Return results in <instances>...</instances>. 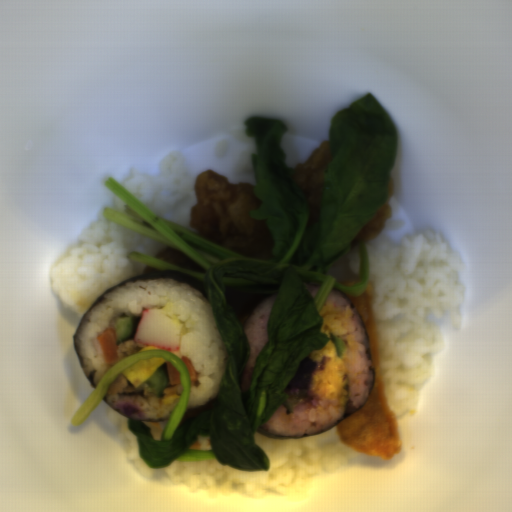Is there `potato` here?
Here are the masks:
<instances>
[{
  "label": "potato",
  "mask_w": 512,
  "mask_h": 512,
  "mask_svg": "<svg viewBox=\"0 0 512 512\" xmlns=\"http://www.w3.org/2000/svg\"><path fill=\"white\" fill-rule=\"evenodd\" d=\"M332 360L333 358L324 356V359L321 362H315L311 360L309 356L306 357L299 364L293 378L290 380L283 392L289 395H297L301 391L312 390L315 374L326 369Z\"/></svg>",
  "instance_id": "obj_1"
},
{
  "label": "potato",
  "mask_w": 512,
  "mask_h": 512,
  "mask_svg": "<svg viewBox=\"0 0 512 512\" xmlns=\"http://www.w3.org/2000/svg\"><path fill=\"white\" fill-rule=\"evenodd\" d=\"M114 407L120 409L122 413L126 417H133L135 415H138L140 418H143L144 414L141 409H139L137 406L132 405L130 403H120L117 405H113Z\"/></svg>",
  "instance_id": "obj_2"
}]
</instances>
